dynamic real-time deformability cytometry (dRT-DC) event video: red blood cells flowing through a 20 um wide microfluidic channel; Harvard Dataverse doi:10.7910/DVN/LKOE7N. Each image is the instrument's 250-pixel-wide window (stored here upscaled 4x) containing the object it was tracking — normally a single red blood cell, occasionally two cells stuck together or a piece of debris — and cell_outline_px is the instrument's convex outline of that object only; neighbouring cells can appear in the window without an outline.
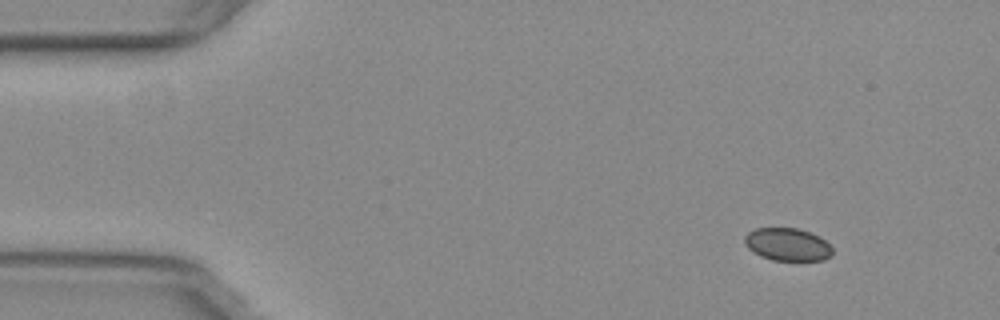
{"species": "common noctule bat (a hibernating species)", "species_latin": "Nyctalus noctula", "temperature_condition": "warm", "stored_images_in_passage": 47, "camera_frame_rate_fps": 3000, "um_per_image_px": 0.085, "animal": {"sex": "female", "body_mass_g": 29.2, "forearm_length_mm": 56.3}, "frame": {"image": 1, "passage_image": 1, "time_ms": 0.0, "image_size_px": [1000, 320], "cell_outline_px": [[832, 256], [824, 260], [772, 260], [760, 256], [752, 252], [744, 244], [744, 236], [748, 232], [756, 228], [800, 228], [820, 236], [832, 248]], "centroid_in_image_um": [66.92, 20.77], "position_along_channel_um": 18.1, "area_um2": 16.94}}
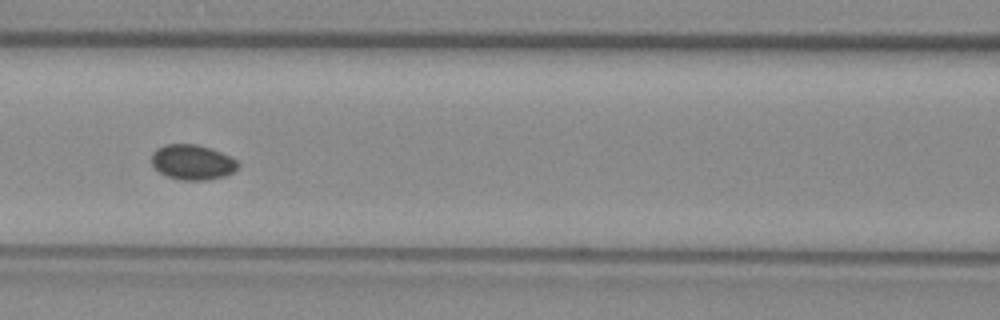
{"frame": {"image": 2, "passage_image": 19, "time_ms": 6.0, "image_size_px": [1000, 320], "cell_outline_px": [[240, 164], [232, 172], [224, 176], [204, 180], [180, 180], [168, 176], [160, 172], [152, 164], [152, 152], [156, 148], [164, 144], [196, 144], [220, 152], [236, 160]], "centroid_in_image_um": [16.32, 13.78], "position_along_channel_um": 150.3, "area_um2": 17.46}}
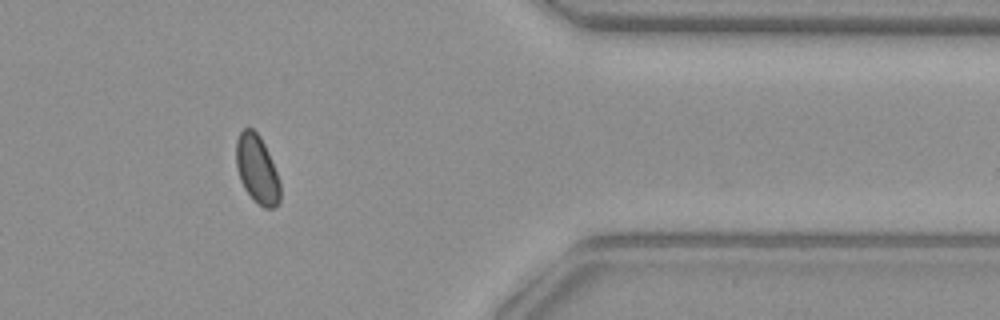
{"frame": {"image": 3, "passage_image": 40, "time_ms": 13.0, "image_size_px": [1000, 320], "cell_outline_px": [[280, 200], [272, 208], [264, 208], [244, 188], [240, 180], [236, 164], [236, 140], [240, 132], [244, 128], [252, 128], [260, 136], [268, 152], [276, 172], [280, 184]], "centroid_in_image_um": [21.83, 14.35], "position_along_channel_um": 389.6, "area_um2": 17.17}}